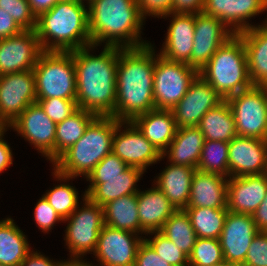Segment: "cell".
<instances>
[{
  "label": "cell",
  "mask_w": 267,
  "mask_h": 266,
  "mask_svg": "<svg viewBox=\"0 0 267 266\" xmlns=\"http://www.w3.org/2000/svg\"><path fill=\"white\" fill-rule=\"evenodd\" d=\"M95 45L73 50L76 70V103L98 117H112L116 101V71L120 47L105 46L99 55Z\"/></svg>",
  "instance_id": "6da1fadb"
},
{
  "label": "cell",
  "mask_w": 267,
  "mask_h": 266,
  "mask_svg": "<svg viewBox=\"0 0 267 266\" xmlns=\"http://www.w3.org/2000/svg\"><path fill=\"white\" fill-rule=\"evenodd\" d=\"M151 43L136 48H121L116 71V101L112 117L132 121L155 109L153 81L155 52Z\"/></svg>",
  "instance_id": "7a4b0ae2"
},
{
  "label": "cell",
  "mask_w": 267,
  "mask_h": 266,
  "mask_svg": "<svg viewBox=\"0 0 267 266\" xmlns=\"http://www.w3.org/2000/svg\"><path fill=\"white\" fill-rule=\"evenodd\" d=\"M87 4L92 45L136 48L149 44L141 40L145 18L137 0H92Z\"/></svg>",
  "instance_id": "3957f363"
},
{
  "label": "cell",
  "mask_w": 267,
  "mask_h": 266,
  "mask_svg": "<svg viewBox=\"0 0 267 266\" xmlns=\"http://www.w3.org/2000/svg\"><path fill=\"white\" fill-rule=\"evenodd\" d=\"M85 7L82 1L58 2L37 17L35 31L43 51H73L92 45Z\"/></svg>",
  "instance_id": "277c9868"
},
{
  "label": "cell",
  "mask_w": 267,
  "mask_h": 266,
  "mask_svg": "<svg viewBox=\"0 0 267 266\" xmlns=\"http://www.w3.org/2000/svg\"><path fill=\"white\" fill-rule=\"evenodd\" d=\"M120 122L114 117L97 116L84 135L52 163L53 170L68 177H87L112 152L115 128Z\"/></svg>",
  "instance_id": "5b68a950"
},
{
  "label": "cell",
  "mask_w": 267,
  "mask_h": 266,
  "mask_svg": "<svg viewBox=\"0 0 267 266\" xmlns=\"http://www.w3.org/2000/svg\"><path fill=\"white\" fill-rule=\"evenodd\" d=\"M198 74L223 99L251 88L242 38L235 34L222 44Z\"/></svg>",
  "instance_id": "8992f818"
},
{
  "label": "cell",
  "mask_w": 267,
  "mask_h": 266,
  "mask_svg": "<svg viewBox=\"0 0 267 266\" xmlns=\"http://www.w3.org/2000/svg\"><path fill=\"white\" fill-rule=\"evenodd\" d=\"M37 100H76L73 51H43L33 68Z\"/></svg>",
  "instance_id": "52a82bcc"
},
{
  "label": "cell",
  "mask_w": 267,
  "mask_h": 266,
  "mask_svg": "<svg viewBox=\"0 0 267 266\" xmlns=\"http://www.w3.org/2000/svg\"><path fill=\"white\" fill-rule=\"evenodd\" d=\"M83 206L64 221H68L65 230V244L71 253V260H82V256L96 249L99 233L104 226V208L93 203L84 193ZM82 255V256H81Z\"/></svg>",
  "instance_id": "ba28073f"
},
{
  "label": "cell",
  "mask_w": 267,
  "mask_h": 266,
  "mask_svg": "<svg viewBox=\"0 0 267 266\" xmlns=\"http://www.w3.org/2000/svg\"><path fill=\"white\" fill-rule=\"evenodd\" d=\"M198 71L186 63L155 55L153 98L155 109L172 110L185 96Z\"/></svg>",
  "instance_id": "9c48e42d"
},
{
  "label": "cell",
  "mask_w": 267,
  "mask_h": 266,
  "mask_svg": "<svg viewBox=\"0 0 267 266\" xmlns=\"http://www.w3.org/2000/svg\"><path fill=\"white\" fill-rule=\"evenodd\" d=\"M237 135L267 140V101L264 86H252L228 97Z\"/></svg>",
  "instance_id": "30bf717a"
},
{
  "label": "cell",
  "mask_w": 267,
  "mask_h": 266,
  "mask_svg": "<svg viewBox=\"0 0 267 266\" xmlns=\"http://www.w3.org/2000/svg\"><path fill=\"white\" fill-rule=\"evenodd\" d=\"M36 100L33 70L0 76V122L6 128Z\"/></svg>",
  "instance_id": "8fae6325"
},
{
  "label": "cell",
  "mask_w": 267,
  "mask_h": 266,
  "mask_svg": "<svg viewBox=\"0 0 267 266\" xmlns=\"http://www.w3.org/2000/svg\"><path fill=\"white\" fill-rule=\"evenodd\" d=\"M112 152L128 166L140 168L144 172L151 164L164 159L131 121H121L116 126Z\"/></svg>",
  "instance_id": "7c38bea8"
},
{
  "label": "cell",
  "mask_w": 267,
  "mask_h": 266,
  "mask_svg": "<svg viewBox=\"0 0 267 266\" xmlns=\"http://www.w3.org/2000/svg\"><path fill=\"white\" fill-rule=\"evenodd\" d=\"M9 127L34 145L51 163L55 161L56 123L38 102L30 104Z\"/></svg>",
  "instance_id": "4fadbf2b"
},
{
  "label": "cell",
  "mask_w": 267,
  "mask_h": 266,
  "mask_svg": "<svg viewBox=\"0 0 267 266\" xmlns=\"http://www.w3.org/2000/svg\"><path fill=\"white\" fill-rule=\"evenodd\" d=\"M137 235L104 225L93 254L99 266H134L138 248L144 240Z\"/></svg>",
  "instance_id": "5bb4252c"
},
{
  "label": "cell",
  "mask_w": 267,
  "mask_h": 266,
  "mask_svg": "<svg viewBox=\"0 0 267 266\" xmlns=\"http://www.w3.org/2000/svg\"><path fill=\"white\" fill-rule=\"evenodd\" d=\"M224 99L199 74L172 109L177 128L197 127L201 118Z\"/></svg>",
  "instance_id": "9a60e30c"
},
{
  "label": "cell",
  "mask_w": 267,
  "mask_h": 266,
  "mask_svg": "<svg viewBox=\"0 0 267 266\" xmlns=\"http://www.w3.org/2000/svg\"><path fill=\"white\" fill-rule=\"evenodd\" d=\"M42 52L35 30L0 39V76L33 70Z\"/></svg>",
  "instance_id": "2e32d148"
},
{
  "label": "cell",
  "mask_w": 267,
  "mask_h": 266,
  "mask_svg": "<svg viewBox=\"0 0 267 266\" xmlns=\"http://www.w3.org/2000/svg\"><path fill=\"white\" fill-rule=\"evenodd\" d=\"M235 33L218 18L196 14L194 40L191 54V67L198 72L208 63L219 47Z\"/></svg>",
  "instance_id": "e0dca14e"
},
{
  "label": "cell",
  "mask_w": 267,
  "mask_h": 266,
  "mask_svg": "<svg viewBox=\"0 0 267 266\" xmlns=\"http://www.w3.org/2000/svg\"><path fill=\"white\" fill-rule=\"evenodd\" d=\"M258 232L252 215L228 211L219 238L224 261L241 266L251 241Z\"/></svg>",
  "instance_id": "ac0fdd59"
},
{
  "label": "cell",
  "mask_w": 267,
  "mask_h": 266,
  "mask_svg": "<svg viewBox=\"0 0 267 266\" xmlns=\"http://www.w3.org/2000/svg\"><path fill=\"white\" fill-rule=\"evenodd\" d=\"M228 151L229 177L267 173V140L237 135Z\"/></svg>",
  "instance_id": "d6986e66"
},
{
  "label": "cell",
  "mask_w": 267,
  "mask_h": 266,
  "mask_svg": "<svg viewBox=\"0 0 267 266\" xmlns=\"http://www.w3.org/2000/svg\"><path fill=\"white\" fill-rule=\"evenodd\" d=\"M267 193V173L229 177L227 184V210L250 214L256 211Z\"/></svg>",
  "instance_id": "ffe728a7"
},
{
  "label": "cell",
  "mask_w": 267,
  "mask_h": 266,
  "mask_svg": "<svg viewBox=\"0 0 267 266\" xmlns=\"http://www.w3.org/2000/svg\"><path fill=\"white\" fill-rule=\"evenodd\" d=\"M264 11L267 0H205L202 10L224 22L235 34L253 28L247 20Z\"/></svg>",
  "instance_id": "44dd1931"
},
{
  "label": "cell",
  "mask_w": 267,
  "mask_h": 266,
  "mask_svg": "<svg viewBox=\"0 0 267 266\" xmlns=\"http://www.w3.org/2000/svg\"><path fill=\"white\" fill-rule=\"evenodd\" d=\"M164 17H172V20L159 54L171 61L191 66L196 14L171 12Z\"/></svg>",
  "instance_id": "7402d4cb"
},
{
  "label": "cell",
  "mask_w": 267,
  "mask_h": 266,
  "mask_svg": "<svg viewBox=\"0 0 267 266\" xmlns=\"http://www.w3.org/2000/svg\"><path fill=\"white\" fill-rule=\"evenodd\" d=\"M143 174L142 169L129 166L121 176L86 178L90 185L84 193L93 203L103 207L122 196L137 194L139 189L136 185Z\"/></svg>",
  "instance_id": "603a6c76"
},
{
  "label": "cell",
  "mask_w": 267,
  "mask_h": 266,
  "mask_svg": "<svg viewBox=\"0 0 267 266\" xmlns=\"http://www.w3.org/2000/svg\"><path fill=\"white\" fill-rule=\"evenodd\" d=\"M227 184L228 178L222 175L201 172L196 169L186 208L227 209Z\"/></svg>",
  "instance_id": "cb8c5ba5"
},
{
  "label": "cell",
  "mask_w": 267,
  "mask_h": 266,
  "mask_svg": "<svg viewBox=\"0 0 267 266\" xmlns=\"http://www.w3.org/2000/svg\"><path fill=\"white\" fill-rule=\"evenodd\" d=\"M138 215L142 234L160 231L177 210L158 187L137 193Z\"/></svg>",
  "instance_id": "d4e9b609"
},
{
  "label": "cell",
  "mask_w": 267,
  "mask_h": 266,
  "mask_svg": "<svg viewBox=\"0 0 267 266\" xmlns=\"http://www.w3.org/2000/svg\"><path fill=\"white\" fill-rule=\"evenodd\" d=\"M264 24L237 33L244 42L253 86L267 85V18Z\"/></svg>",
  "instance_id": "484cf974"
},
{
  "label": "cell",
  "mask_w": 267,
  "mask_h": 266,
  "mask_svg": "<svg viewBox=\"0 0 267 266\" xmlns=\"http://www.w3.org/2000/svg\"><path fill=\"white\" fill-rule=\"evenodd\" d=\"M131 122L161 154L177 131L172 110L154 109L136 116Z\"/></svg>",
  "instance_id": "4316f807"
},
{
  "label": "cell",
  "mask_w": 267,
  "mask_h": 266,
  "mask_svg": "<svg viewBox=\"0 0 267 266\" xmlns=\"http://www.w3.org/2000/svg\"><path fill=\"white\" fill-rule=\"evenodd\" d=\"M196 168L169 163L159 173L154 184L158 187L172 205L177 209H185L189 203L192 179Z\"/></svg>",
  "instance_id": "83f0119b"
},
{
  "label": "cell",
  "mask_w": 267,
  "mask_h": 266,
  "mask_svg": "<svg viewBox=\"0 0 267 266\" xmlns=\"http://www.w3.org/2000/svg\"><path fill=\"white\" fill-rule=\"evenodd\" d=\"M203 143L204 136L198 127L177 128L174 139L162 153V157L168 155L171 164L197 169Z\"/></svg>",
  "instance_id": "f1b7e54d"
},
{
  "label": "cell",
  "mask_w": 267,
  "mask_h": 266,
  "mask_svg": "<svg viewBox=\"0 0 267 266\" xmlns=\"http://www.w3.org/2000/svg\"><path fill=\"white\" fill-rule=\"evenodd\" d=\"M204 140L230 142L237 136L234 116L226 99L211 108L197 126Z\"/></svg>",
  "instance_id": "f546056e"
},
{
  "label": "cell",
  "mask_w": 267,
  "mask_h": 266,
  "mask_svg": "<svg viewBox=\"0 0 267 266\" xmlns=\"http://www.w3.org/2000/svg\"><path fill=\"white\" fill-rule=\"evenodd\" d=\"M104 225L138 234L141 232L137 194L109 201L104 206Z\"/></svg>",
  "instance_id": "4dcf8cb0"
},
{
  "label": "cell",
  "mask_w": 267,
  "mask_h": 266,
  "mask_svg": "<svg viewBox=\"0 0 267 266\" xmlns=\"http://www.w3.org/2000/svg\"><path fill=\"white\" fill-rule=\"evenodd\" d=\"M30 248L26 235L12 218L0 220V264L20 266Z\"/></svg>",
  "instance_id": "1f68e13d"
},
{
  "label": "cell",
  "mask_w": 267,
  "mask_h": 266,
  "mask_svg": "<svg viewBox=\"0 0 267 266\" xmlns=\"http://www.w3.org/2000/svg\"><path fill=\"white\" fill-rule=\"evenodd\" d=\"M97 116L78 108L74 113L56 124L55 160L74 145Z\"/></svg>",
  "instance_id": "d6a6232c"
},
{
  "label": "cell",
  "mask_w": 267,
  "mask_h": 266,
  "mask_svg": "<svg viewBox=\"0 0 267 266\" xmlns=\"http://www.w3.org/2000/svg\"><path fill=\"white\" fill-rule=\"evenodd\" d=\"M197 238L219 239L227 217V209L196 207L184 209Z\"/></svg>",
  "instance_id": "836d02e7"
},
{
  "label": "cell",
  "mask_w": 267,
  "mask_h": 266,
  "mask_svg": "<svg viewBox=\"0 0 267 266\" xmlns=\"http://www.w3.org/2000/svg\"><path fill=\"white\" fill-rule=\"evenodd\" d=\"M160 232L188 256L191 254L197 236L184 209L176 210L164 223Z\"/></svg>",
  "instance_id": "e575fe53"
},
{
  "label": "cell",
  "mask_w": 267,
  "mask_h": 266,
  "mask_svg": "<svg viewBox=\"0 0 267 266\" xmlns=\"http://www.w3.org/2000/svg\"><path fill=\"white\" fill-rule=\"evenodd\" d=\"M53 175L58 179L57 181L61 180L64 181V183L58 186L56 185L49 191L47 190L43 196L55 209L56 213L64 220L77 209L79 204L78 191H76L75 187L65 183L73 179V177L60 174L56 170H54Z\"/></svg>",
  "instance_id": "d590c367"
},
{
  "label": "cell",
  "mask_w": 267,
  "mask_h": 266,
  "mask_svg": "<svg viewBox=\"0 0 267 266\" xmlns=\"http://www.w3.org/2000/svg\"><path fill=\"white\" fill-rule=\"evenodd\" d=\"M229 142L204 140L197 170L229 178Z\"/></svg>",
  "instance_id": "8d00e7d4"
},
{
  "label": "cell",
  "mask_w": 267,
  "mask_h": 266,
  "mask_svg": "<svg viewBox=\"0 0 267 266\" xmlns=\"http://www.w3.org/2000/svg\"><path fill=\"white\" fill-rule=\"evenodd\" d=\"M224 261L219 239L197 238L191 254L189 266H212Z\"/></svg>",
  "instance_id": "74e56055"
},
{
  "label": "cell",
  "mask_w": 267,
  "mask_h": 266,
  "mask_svg": "<svg viewBox=\"0 0 267 266\" xmlns=\"http://www.w3.org/2000/svg\"><path fill=\"white\" fill-rule=\"evenodd\" d=\"M153 234L152 239L144 240L155 250V252L172 266H189V256L178 246L169 240L160 231L148 233Z\"/></svg>",
  "instance_id": "f35d334b"
},
{
  "label": "cell",
  "mask_w": 267,
  "mask_h": 266,
  "mask_svg": "<svg viewBox=\"0 0 267 266\" xmlns=\"http://www.w3.org/2000/svg\"><path fill=\"white\" fill-rule=\"evenodd\" d=\"M0 8L9 14L22 30H35L37 17L27 0H0Z\"/></svg>",
  "instance_id": "ab89813d"
},
{
  "label": "cell",
  "mask_w": 267,
  "mask_h": 266,
  "mask_svg": "<svg viewBox=\"0 0 267 266\" xmlns=\"http://www.w3.org/2000/svg\"><path fill=\"white\" fill-rule=\"evenodd\" d=\"M36 102L40 104L45 114L56 124L62 122L78 109L76 100L48 98L36 100Z\"/></svg>",
  "instance_id": "60d3db41"
},
{
  "label": "cell",
  "mask_w": 267,
  "mask_h": 266,
  "mask_svg": "<svg viewBox=\"0 0 267 266\" xmlns=\"http://www.w3.org/2000/svg\"><path fill=\"white\" fill-rule=\"evenodd\" d=\"M129 166L113 152L106 155L86 178L121 176Z\"/></svg>",
  "instance_id": "b9f144b4"
},
{
  "label": "cell",
  "mask_w": 267,
  "mask_h": 266,
  "mask_svg": "<svg viewBox=\"0 0 267 266\" xmlns=\"http://www.w3.org/2000/svg\"><path fill=\"white\" fill-rule=\"evenodd\" d=\"M241 266H267V232L259 231L255 235Z\"/></svg>",
  "instance_id": "7bdbcfd3"
},
{
  "label": "cell",
  "mask_w": 267,
  "mask_h": 266,
  "mask_svg": "<svg viewBox=\"0 0 267 266\" xmlns=\"http://www.w3.org/2000/svg\"><path fill=\"white\" fill-rule=\"evenodd\" d=\"M34 220L42 232L48 233L58 221H64L48 203L44 196L39 199L34 209Z\"/></svg>",
  "instance_id": "ee69618b"
},
{
  "label": "cell",
  "mask_w": 267,
  "mask_h": 266,
  "mask_svg": "<svg viewBox=\"0 0 267 266\" xmlns=\"http://www.w3.org/2000/svg\"><path fill=\"white\" fill-rule=\"evenodd\" d=\"M140 12L146 19V16L161 18L171 13L173 0H137Z\"/></svg>",
  "instance_id": "f6af8a7d"
},
{
  "label": "cell",
  "mask_w": 267,
  "mask_h": 266,
  "mask_svg": "<svg viewBox=\"0 0 267 266\" xmlns=\"http://www.w3.org/2000/svg\"><path fill=\"white\" fill-rule=\"evenodd\" d=\"M134 266H172L162 257H160L155 250L143 240L140 244L135 258Z\"/></svg>",
  "instance_id": "bcb514c9"
},
{
  "label": "cell",
  "mask_w": 267,
  "mask_h": 266,
  "mask_svg": "<svg viewBox=\"0 0 267 266\" xmlns=\"http://www.w3.org/2000/svg\"><path fill=\"white\" fill-rule=\"evenodd\" d=\"M205 0H173L172 13L197 14L202 12Z\"/></svg>",
  "instance_id": "7dc6e473"
},
{
  "label": "cell",
  "mask_w": 267,
  "mask_h": 266,
  "mask_svg": "<svg viewBox=\"0 0 267 266\" xmlns=\"http://www.w3.org/2000/svg\"><path fill=\"white\" fill-rule=\"evenodd\" d=\"M22 31L14 19L0 8V39L18 35Z\"/></svg>",
  "instance_id": "c3c4849f"
},
{
  "label": "cell",
  "mask_w": 267,
  "mask_h": 266,
  "mask_svg": "<svg viewBox=\"0 0 267 266\" xmlns=\"http://www.w3.org/2000/svg\"><path fill=\"white\" fill-rule=\"evenodd\" d=\"M53 261L54 260H50L48 257H45V255H42L41 252H34L30 250L20 266H62V263L64 262Z\"/></svg>",
  "instance_id": "681fc988"
},
{
  "label": "cell",
  "mask_w": 267,
  "mask_h": 266,
  "mask_svg": "<svg viewBox=\"0 0 267 266\" xmlns=\"http://www.w3.org/2000/svg\"><path fill=\"white\" fill-rule=\"evenodd\" d=\"M8 128H5L0 133V173L6 170L9 165L13 164V154L11 151V147L9 144H7L6 140H4L3 136Z\"/></svg>",
  "instance_id": "f907efd6"
},
{
  "label": "cell",
  "mask_w": 267,
  "mask_h": 266,
  "mask_svg": "<svg viewBox=\"0 0 267 266\" xmlns=\"http://www.w3.org/2000/svg\"><path fill=\"white\" fill-rule=\"evenodd\" d=\"M258 231L267 232V193L260 206L252 215Z\"/></svg>",
  "instance_id": "816d5d0a"
},
{
  "label": "cell",
  "mask_w": 267,
  "mask_h": 266,
  "mask_svg": "<svg viewBox=\"0 0 267 266\" xmlns=\"http://www.w3.org/2000/svg\"><path fill=\"white\" fill-rule=\"evenodd\" d=\"M32 12L38 17L41 13L49 11L57 4L56 0H27Z\"/></svg>",
  "instance_id": "f5cc1de1"
},
{
  "label": "cell",
  "mask_w": 267,
  "mask_h": 266,
  "mask_svg": "<svg viewBox=\"0 0 267 266\" xmlns=\"http://www.w3.org/2000/svg\"><path fill=\"white\" fill-rule=\"evenodd\" d=\"M62 266H93L92 263H87V261L83 260H68L62 263ZM97 266V265H96Z\"/></svg>",
  "instance_id": "db71d44e"
},
{
  "label": "cell",
  "mask_w": 267,
  "mask_h": 266,
  "mask_svg": "<svg viewBox=\"0 0 267 266\" xmlns=\"http://www.w3.org/2000/svg\"><path fill=\"white\" fill-rule=\"evenodd\" d=\"M212 266H237V265L230 264V263H228V262H226V261H223V262H221V263H219V264L212 265Z\"/></svg>",
  "instance_id": "11a10c76"
},
{
  "label": "cell",
  "mask_w": 267,
  "mask_h": 266,
  "mask_svg": "<svg viewBox=\"0 0 267 266\" xmlns=\"http://www.w3.org/2000/svg\"><path fill=\"white\" fill-rule=\"evenodd\" d=\"M58 2H74V1H81V0H56Z\"/></svg>",
  "instance_id": "9f6ffc18"
},
{
  "label": "cell",
  "mask_w": 267,
  "mask_h": 266,
  "mask_svg": "<svg viewBox=\"0 0 267 266\" xmlns=\"http://www.w3.org/2000/svg\"><path fill=\"white\" fill-rule=\"evenodd\" d=\"M6 127L0 122V133L5 129Z\"/></svg>",
  "instance_id": "6f0895ef"
},
{
  "label": "cell",
  "mask_w": 267,
  "mask_h": 266,
  "mask_svg": "<svg viewBox=\"0 0 267 266\" xmlns=\"http://www.w3.org/2000/svg\"><path fill=\"white\" fill-rule=\"evenodd\" d=\"M266 101H267V85H265Z\"/></svg>",
  "instance_id": "680465c9"
},
{
  "label": "cell",
  "mask_w": 267,
  "mask_h": 266,
  "mask_svg": "<svg viewBox=\"0 0 267 266\" xmlns=\"http://www.w3.org/2000/svg\"><path fill=\"white\" fill-rule=\"evenodd\" d=\"M82 2L84 1L85 2V0H81ZM86 1H88V2H86V3H89L90 1H92V0H86Z\"/></svg>",
  "instance_id": "91938a15"
}]
</instances>
